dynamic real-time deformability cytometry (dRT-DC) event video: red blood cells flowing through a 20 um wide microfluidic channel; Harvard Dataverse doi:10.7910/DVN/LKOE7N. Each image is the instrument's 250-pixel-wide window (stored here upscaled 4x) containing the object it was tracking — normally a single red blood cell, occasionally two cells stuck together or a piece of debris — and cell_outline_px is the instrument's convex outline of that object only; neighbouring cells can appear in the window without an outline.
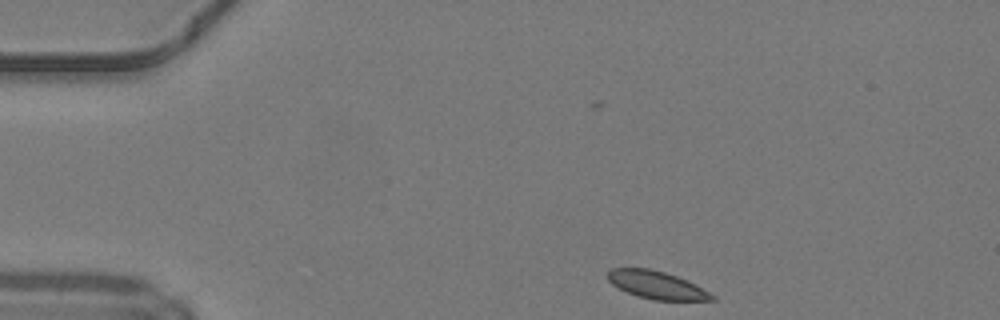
{"species": "common noctule bat (a hibernating species)", "species_latin": "Nyctalus noctula", "temperature_condition": "warm", "stored_images_in_passage": 41, "camera_frame_rate_fps": 3000, "um_per_image_px": 0.085, "animal": {"sex": "male", "body_mass_g": 19.2, "forearm_length_mm": 51.8}, "frame": {"image": 1, "passage_image": 1, "time_ms": 0.0, "image_size_px": [1000, 320], "cell_outline_px": [[716, 300], [652, 300], [636, 296], [612, 284], [604, 276], [608, 268], [648, 268], [664, 272], [676, 276], [716, 296]], "centroid_in_image_um": [55.72, 24.22], "position_along_channel_um": 29.3, "area_um2": 16.7}}
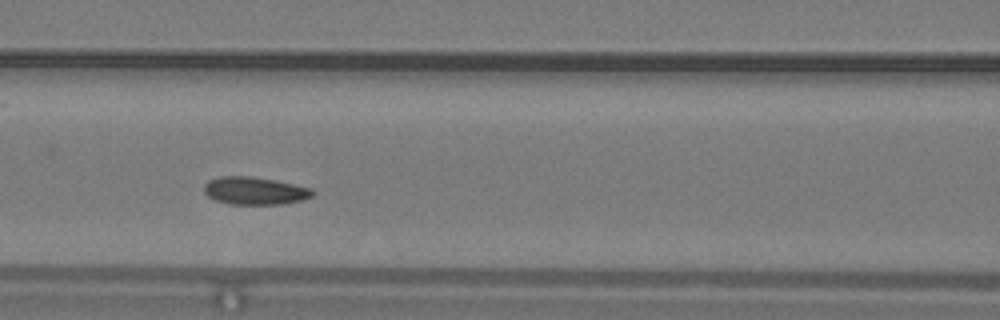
{"frame": {"image": 2, "passage_image": 14, "time_ms": 4.333, "image_size_px": [1000, 320], "cell_outline_px": [[316, 192], [312, 196], [300, 200], [280, 204], [228, 204], [216, 200], [208, 196], [204, 192], [204, 184], [208, 180], [220, 176], [252, 176], [312, 188]], "centroid_in_image_um": [21.62, 16.21], "position_along_channel_um": 145.0, "area_um2": 17.4}}
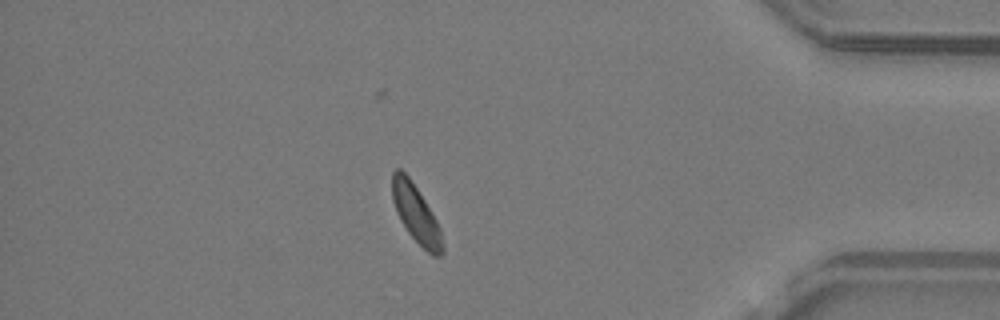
{"frame": {"image": 3, "passage_image": 35, "time_ms": 11.333, "image_size_px": [1000, 320], "cell_outline_px": [[444, 252], [440, 256], [432, 256], [408, 232], [400, 220], [396, 212], [392, 200], [392, 172], [396, 168], [400, 168], [408, 176], [424, 200], [436, 220], [440, 228], [444, 244]], "centroid_in_image_um": [35.36, 18.19], "position_along_channel_um": 399.8, "area_um2": 16.76}, "authors_computed_cell_mechanics": {"area_um2": 17.34, "velocity_mm_per_s": 4.1919, "shape_relaxation_time_tau1_ms": 5.2366, "shape_relaxation_time_tau2_ms": 5.0794, "deformation_change_tau1": 0.0596, "deformation_change_tau2": 0.0876}}